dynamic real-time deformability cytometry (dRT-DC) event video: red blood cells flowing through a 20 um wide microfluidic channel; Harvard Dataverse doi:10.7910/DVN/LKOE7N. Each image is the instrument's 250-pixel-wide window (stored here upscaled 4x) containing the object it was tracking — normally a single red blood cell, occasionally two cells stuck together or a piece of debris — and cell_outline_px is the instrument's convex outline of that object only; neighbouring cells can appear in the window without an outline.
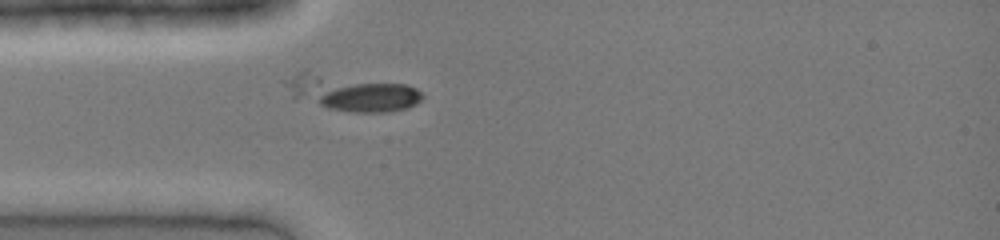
{"species": "common noctule bat (a hibernating species)", "species_latin": "Nyctalus noctula", "temperature_condition": "cold", "stored_images_in_passage": 26, "segment_of_instrument_passage": [2, 2], "camera_frame_rate_fps": 3000, "um_per_image_px": 0.085, "animal": {"sex": "female", "body_mass_g": 19.0, "forearm_length_mm": 51.5}, "frame": {"image": 1, "passage_image": 12, "time_ms": 3.667, "image_size_px": [1000, 240], "cell_outline_px": [[424, 96], [416, 104], [408, 108], [392, 112], [352, 112], [328, 108], [292, 100], [284, 84], [284, 80], [304, 68], [308, 68], [408, 84], [416, 88]], "centroid_in_image_um": [29.77, 7.82], "position_along_channel_um": 55.2, "area_um2": 30.58}}
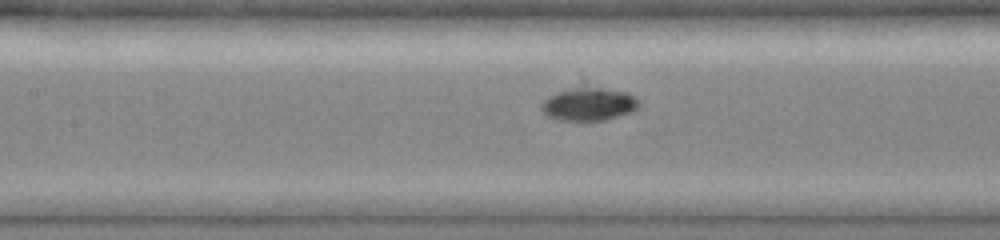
{"frame": {"image": 2, "passage_image": 19, "time_ms": 6.0, "image_size_px": [1000, 240], "cell_outline_px": [[640, 104], [632, 112], [604, 120], [560, 120], [548, 116], [540, 108], [544, 100], [584, 80], [624, 92], [640, 100]], "centroid_in_image_um": [50.07, 8.76], "position_along_channel_um": 157.3, "area_um2": 19.59}}
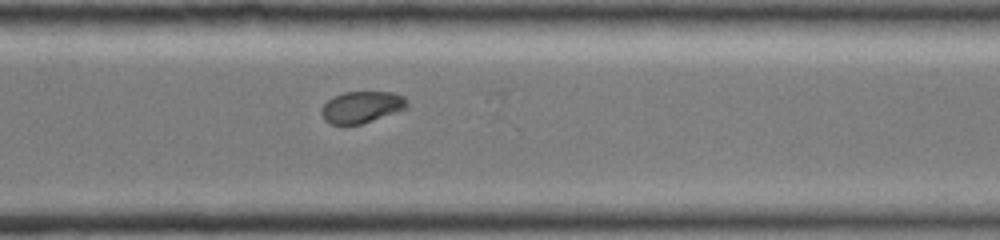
{"frame": {"image": 3, "passage_image": 26, "time_ms": 8.333, "image_size_px": [1000, 240], "cell_outline_px": [[408, 108], [360, 124], [332, 124], [324, 120], [320, 112], [320, 108], [332, 96], [344, 92], [392, 92], [404, 96], [408, 104]], "centroid_in_image_um": [30.72, 9.09], "position_along_channel_um": 339.9, "area_um2": 15.78}}